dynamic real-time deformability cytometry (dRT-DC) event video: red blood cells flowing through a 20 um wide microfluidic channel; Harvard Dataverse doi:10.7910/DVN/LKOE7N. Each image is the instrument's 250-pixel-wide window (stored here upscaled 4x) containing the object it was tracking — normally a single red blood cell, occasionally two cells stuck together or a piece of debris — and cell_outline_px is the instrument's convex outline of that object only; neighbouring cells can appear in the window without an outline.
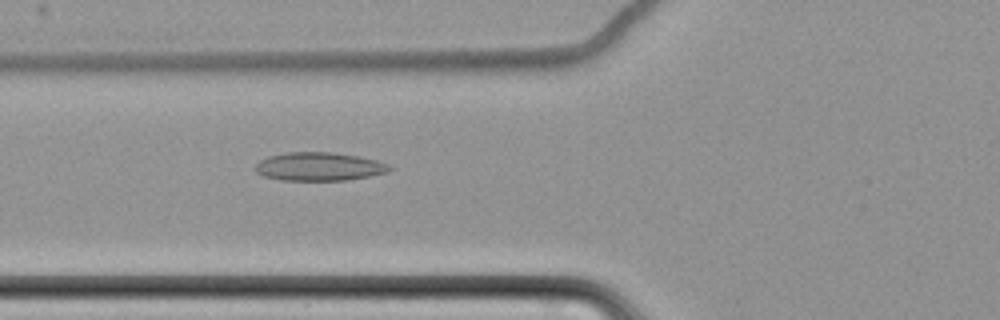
{"species": "common noctule bat (a hibernating species)", "species_latin": "Nyctalus noctula", "temperature_condition": "cold", "stored_images_in_passage": 7, "camera_frame_rate_fps": 3000, "um_per_image_px": 0.085, "animal": {"sex": "female", "body_mass_g": 22.7, "forearm_length_mm": 54.2}, "frame": {"image": 1, "passage_image": 7, "time_ms": 7.333, "image_size_px": [1000, 320], "cell_outline_px": [[392, 168], [388, 172], [348, 180], [280, 180], [264, 176], [256, 172], [252, 168], [260, 160], [268, 156], [288, 152], [332, 152], [356, 156], [376, 160], [388, 164]], "centroid_in_image_um": [27.08, 14.16], "position_along_channel_um": 98.7, "area_um2": 22.2}}